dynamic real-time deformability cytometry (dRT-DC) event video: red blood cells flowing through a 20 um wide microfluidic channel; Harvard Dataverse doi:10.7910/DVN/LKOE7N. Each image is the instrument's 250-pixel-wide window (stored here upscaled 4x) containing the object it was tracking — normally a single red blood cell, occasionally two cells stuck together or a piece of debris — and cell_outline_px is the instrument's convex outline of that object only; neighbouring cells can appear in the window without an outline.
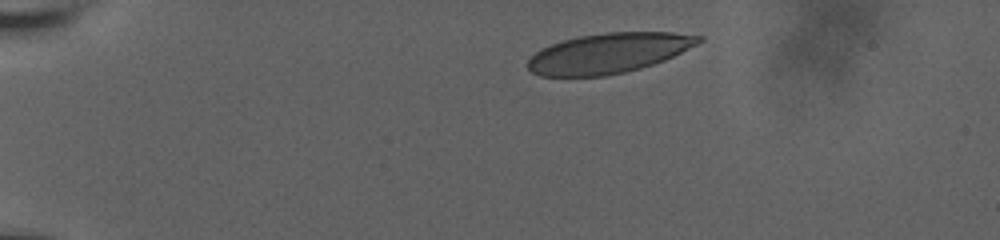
{"species": "human", "species_latin": "Homo sapiens", "temperature_condition": "room temperature", "stored_images_in_passage": 41, "camera_frame_rate_fps": 3000, "um_per_image_px": 0.085, "donor": {"sex": "male"}, "frame": {"image": 1, "passage_image": 1, "time_ms": 0.0, "image_size_px": [1000, 240], "cell_outline_px": [[704, 40], [664, 60], [640, 68], [624, 72], [604, 76], [540, 76], [532, 72], [528, 68], [528, 60], [540, 48], [564, 40], [580, 36], [608, 32], [672, 32], [704, 36]], "centroid_in_image_um": [51.72, 4.51], "position_along_channel_um": 33.3, "area_um2": 39.54}}
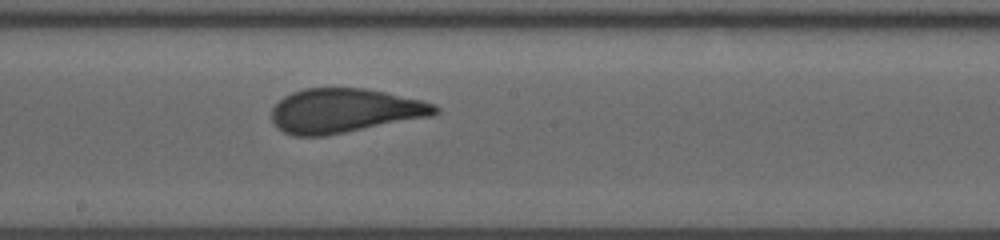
{"frame": {"image": 2, "passage_image": 23, "time_ms": 7.333, "image_size_px": [1000, 240], "cell_outline_px": [[440, 112], [432, 116], [324, 136], [292, 136], [276, 128], [272, 120], [272, 108], [284, 96], [292, 92], [304, 88], [364, 88], [384, 92], [420, 100], [436, 104], [440, 108]], "centroid_in_image_um": [29.27, 9.41], "position_along_channel_um": 218.9, "area_um2": 42.14}}
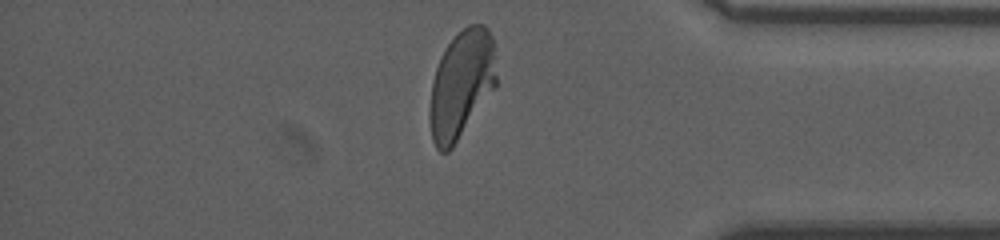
{"frame": {"image": 3, "passage_image": 39, "time_ms": 12.667, "image_size_px": [1000, 240], "cell_outline_px": [[496, 84], [452, 148], [448, 152], [440, 152], [436, 148], [432, 140], [428, 116], [428, 108], [432, 80], [440, 56], [448, 44], [468, 24], [484, 24], [488, 28], [492, 36], [496, 76]], "centroid_in_image_um": [39.17, 7.18], "position_along_channel_um": 396.0, "area_um2": 41.67}, "authors_computed_cell_mechanics": {"area_um2": 42.0206, "velocity_mm_per_s": 3.6436, "shape_relaxation_time_tau1_ms": 4.3032, "shape_relaxation_time_tau2_ms": null, "deformation_change_tau1": 0.1709, "deformation_change_tau2": null}}